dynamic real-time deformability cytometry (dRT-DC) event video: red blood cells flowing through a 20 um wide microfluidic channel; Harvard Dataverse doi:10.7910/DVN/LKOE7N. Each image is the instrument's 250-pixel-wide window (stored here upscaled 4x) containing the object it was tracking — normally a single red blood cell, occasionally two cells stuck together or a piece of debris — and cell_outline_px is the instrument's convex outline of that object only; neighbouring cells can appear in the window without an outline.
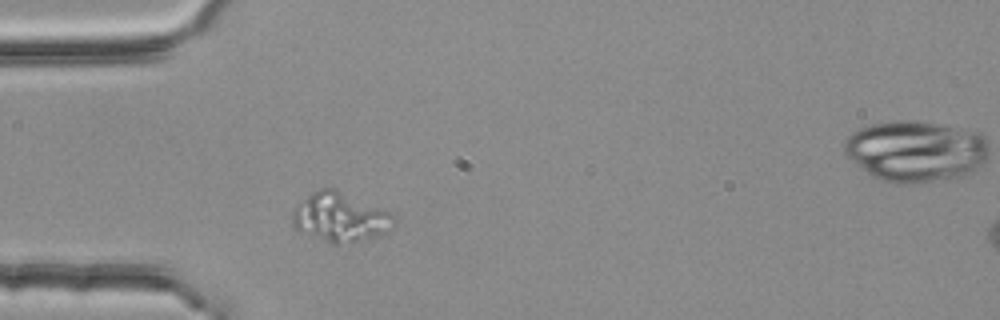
{"species": "common noctule bat (a hibernating species)", "species_latin": "Nyctalus noctula", "temperature_condition": "room temperature", "stored_images_in_passage": 2, "camera_frame_rate_fps": 3000, "um_per_image_px": 0.085, "animal": {"sex": "female", "body_mass_g": 25.1}, "frame": {"image": 1, "passage_image": 1, "time_ms": 0.0, "image_size_px": [1000, 320], "cell_outline_px": [[396, 216], [384, 232], [380, 236], [336, 244], [332, 244], [300, 232], [292, 224], [292, 208], [296, 204], [312, 192], [320, 188], [332, 188], [392, 212]], "centroid_in_image_um": [28.84, 18.46], "position_along_channel_um": 56.2, "area_um2": 28.73}}